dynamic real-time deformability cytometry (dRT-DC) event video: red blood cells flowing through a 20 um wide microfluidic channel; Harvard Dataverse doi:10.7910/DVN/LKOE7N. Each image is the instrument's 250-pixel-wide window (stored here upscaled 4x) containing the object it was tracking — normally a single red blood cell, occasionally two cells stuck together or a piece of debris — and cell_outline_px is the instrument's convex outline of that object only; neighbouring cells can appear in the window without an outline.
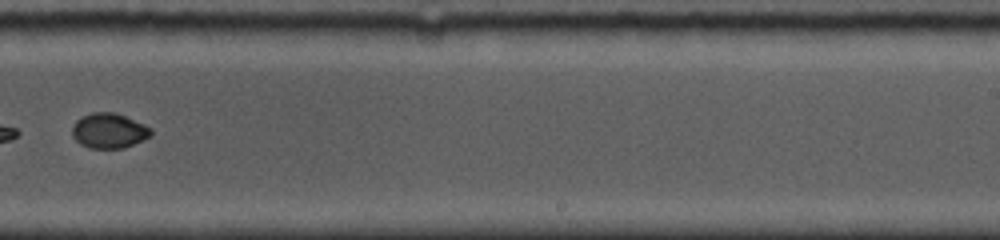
{"species": "common noctule bat (a hibernating species)", "species_latin": "Nyctalus noctula", "temperature_condition": "cold", "stored_images_in_passage": 18, "camera_frame_rate_fps": 5000, "um_per_image_px": 0.085, "animal": {"sex": "female", "body_mass_g": 19.0, "forearm_length_mm": 53.3}, "frame": {"image": 1, "passage_image": 13, "time_ms": 6.8, "image_size_px": [1000, 240], "cell_outline_px": [[152, 136], [124, 148], [88, 148], [80, 144], [72, 136], [72, 128], [76, 120], [92, 112], [116, 112], [144, 124], [152, 128]], "centroid_in_image_um": [9.28, 11.11], "position_along_channel_um": 279.7, "area_um2": 16.18}}